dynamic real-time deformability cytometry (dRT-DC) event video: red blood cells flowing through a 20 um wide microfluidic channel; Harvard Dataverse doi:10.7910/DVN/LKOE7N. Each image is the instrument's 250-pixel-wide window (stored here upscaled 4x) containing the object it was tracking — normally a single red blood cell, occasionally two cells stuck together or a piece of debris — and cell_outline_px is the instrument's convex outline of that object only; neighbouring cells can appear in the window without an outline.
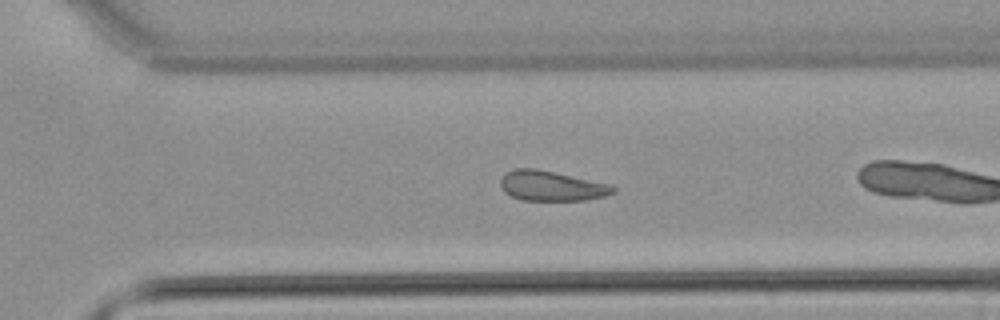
{"species": "common noctule bat (a hibernating species)", "species_latin": "Nyctalus noctula", "temperature_condition": "warm", "stored_images_in_passage": 22, "camera_frame_rate_fps": 3000, "um_per_image_px": 0.085, "animal": {"sex": "male", "body_mass_g": 21.5, "forearm_length_mm": 52.0}, "frame": {"image": 1, "passage_image": 19, "time_ms": 6.0, "image_size_px": [1000, 320], "cell_outline_px": [[616, 192], [604, 196], [584, 200], [520, 200], [504, 192], [500, 184], [500, 180], [504, 172], [516, 168], [536, 168], [604, 184], [616, 188]], "centroid_in_image_um": [46.78, 15.81], "position_along_channel_um": 323.8, "area_um2": 19.31}}